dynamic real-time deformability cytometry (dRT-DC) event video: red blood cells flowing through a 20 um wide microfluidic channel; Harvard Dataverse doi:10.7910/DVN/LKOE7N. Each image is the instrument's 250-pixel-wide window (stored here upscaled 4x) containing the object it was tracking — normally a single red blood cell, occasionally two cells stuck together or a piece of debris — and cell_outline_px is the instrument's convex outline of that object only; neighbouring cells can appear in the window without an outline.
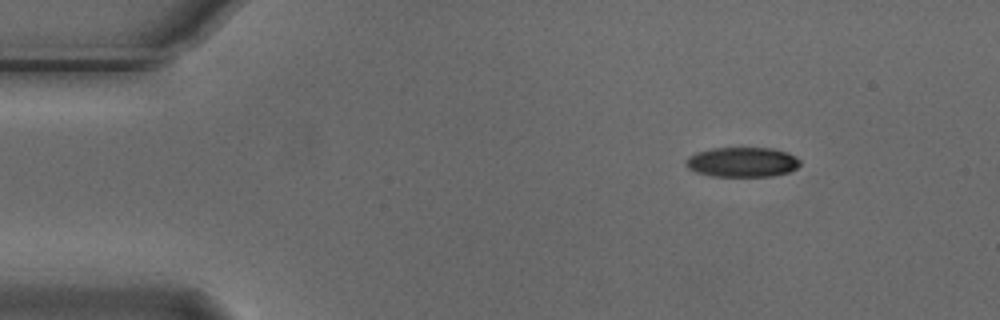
{"species": "Egyptian fruit bat (a non-hibernating species)", "species_latin": "Rousettus aegyptiacus", "temperature_condition": "cold", "stored_images_in_passage": 5, "segment_of_instrument_passage": [2, 2], "camera_frame_rate_fps": 3000, "um_per_image_px": 0.085, "animal": {"sex": "male"}, "frame": {"image": 1, "passage_image": 5, "time_ms": 1.333, "image_size_px": [1000, 320], "cell_outline_px": [[800, 164], [796, 168], [788, 172], [772, 176], [712, 176], [696, 172], [688, 168], [684, 164], [688, 156], [696, 152], [712, 148], [772, 148], [788, 152], [796, 156], [800, 160]], "centroid_in_image_um": [63.08, 13.77], "position_along_channel_um": 21.9, "area_um2": 19.94}}